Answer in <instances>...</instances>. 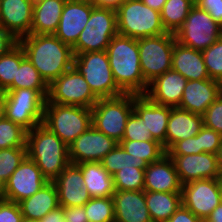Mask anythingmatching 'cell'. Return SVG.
I'll return each mask as SVG.
<instances>
[{"label": "cell", "instance_id": "7", "mask_svg": "<svg viewBox=\"0 0 222 222\" xmlns=\"http://www.w3.org/2000/svg\"><path fill=\"white\" fill-rule=\"evenodd\" d=\"M134 94L124 93L116 97L101 98L91 108L92 125L120 143L128 117L133 112Z\"/></svg>", "mask_w": 222, "mask_h": 222}, {"label": "cell", "instance_id": "25", "mask_svg": "<svg viewBox=\"0 0 222 222\" xmlns=\"http://www.w3.org/2000/svg\"><path fill=\"white\" fill-rule=\"evenodd\" d=\"M203 126V115L191 113L179 107H171L166 130L165 151L175 142L196 136Z\"/></svg>", "mask_w": 222, "mask_h": 222}, {"label": "cell", "instance_id": "6", "mask_svg": "<svg viewBox=\"0 0 222 222\" xmlns=\"http://www.w3.org/2000/svg\"><path fill=\"white\" fill-rule=\"evenodd\" d=\"M73 67L83 75L98 99L124 94L114 80L106 50L76 54Z\"/></svg>", "mask_w": 222, "mask_h": 222}, {"label": "cell", "instance_id": "16", "mask_svg": "<svg viewBox=\"0 0 222 222\" xmlns=\"http://www.w3.org/2000/svg\"><path fill=\"white\" fill-rule=\"evenodd\" d=\"M168 156L173 160L182 185L199 179H219L221 175L216 154L203 152Z\"/></svg>", "mask_w": 222, "mask_h": 222}, {"label": "cell", "instance_id": "50", "mask_svg": "<svg viewBox=\"0 0 222 222\" xmlns=\"http://www.w3.org/2000/svg\"><path fill=\"white\" fill-rule=\"evenodd\" d=\"M64 211L63 207H58L55 210L50 211L46 216H44L40 221L41 222H63Z\"/></svg>", "mask_w": 222, "mask_h": 222}, {"label": "cell", "instance_id": "21", "mask_svg": "<svg viewBox=\"0 0 222 222\" xmlns=\"http://www.w3.org/2000/svg\"><path fill=\"white\" fill-rule=\"evenodd\" d=\"M187 79L173 69L157 76L149 83L146 96L159 105L178 107L183 97Z\"/></svg>", "mask_w": 222, "mask_h": 222}, {"label": "cell", "instance_id": "37", "mask_svg": "<svg viewBox=\"0 0 222 222\" xmlns=\"http://www.w3.org/2000/svg\"><path fill=\"white\" fill-rule=\"evenodd\" d=\"M116 191L144 190L145 170L139 168H122L112 175Z\"/></svg>", "mask_w": 222, "mask_h": 222}, {"label": "cell", "instance_id": "56", "mask_svg": "<svg viewBox=\"0 0 222 222\" xmlns=\"http://www.w3.org/2000/svg\"><path fill=\"white\" fill-rule=\"evenodd\" d=\"M5 200L4 184L0 181V201Z\"/></svg>", "mask_w": 222, "mask_h": 222}, {"label": "cell", "instance_id": "18", "mask_svg": "<svg viewBox=\"0 0 222 222\" xmlns=\"http://www.w3.org/2000/svg\"><path fill=\"white\" fill-rule=\"evenodd\" d=\"M53 182L58 191L61 207L84 206L91 199L84 186L79 164L70 162Z\"/></svg>", "mask_w": 222, "mask_h": 222}, {"label": "cell", "instance_id": "8", "mask_svg": "<svg viewBox=\"0 0 222 222\" xmlns=\"http://www.w3.org/2000/svg\"><path fill=\"white\" fill-rule=\"evenodd\" d=\"M4 115L27 132L43 123L46 99L35 89H6Z\"/></svg>", "mask_w": 222, "mask_h": 222}, {"label": "cell", "instance_id": "30", "mask_svg": "<svg viewBox=\"0 0 222 222\" xmlns=\"http://www.w3.org/2000/svg\"><path fill=\"white\" fill-rule=\"evenodd\" d=\"M145 200L152 221L165 222L182 206V193L148 191Z\"/></svg>", "mask_w": 222, "mask_h": 222}, {"label": "cell", "instance_id": "20", "mask_svg": "<svg viewBox=\"0 0 222 222\" xmlns=\"http://www.w3.org/2000/svg\"><path fill=\"white\" fill-rule=\"evenodd\" d=\"M33 0H1L0 26L17 40L31 34Z\"/></svg>", "mask_w": 222, "mask_h": 222}, {"label": "cell", "instance_id": "52", "mask_svg": "<svg viewBox=\"0 0 222 222\" xmlns=\"http://www.w3.org/2000/svg\"><path fill=\"white\" fill-rule=\"evenodd\" d=\"M206 222H222V203H220L205 220Z\"/></svg>", "mask_w": 222, "mask_h": 222}, {"label": "cell", "instance_id": "15", "mask_svg": "<svg viewBox=\"0 0 222 222\" xmlns=\"http://www.w3.org/2000/svg\"><path fill=\"white\" fill-rule=\"evenodd\" d=\"M118 142L91 125L84 133L76 138L69 146L71 163L101 162Z\"/></svg>", "mask_w": 222, "mask_h": 222}, {"label": "cell", "instance_id": "4", "mask_svg": "<svg viewBox=\"0 0 222 222\" xmlns=\"http://www.w3.org/2000/svg\"><path fill=\"white\" fill-rule=\"evenodd\" d=\"M119 35L139 39L167 33L160 12L141 0H125L116 10Z\"/></svg>", "mask_w": 222, "mask_h": 222}, {"label": "cell", "instance_id": "23", "mask_svg": "<svg viewBox=\"0 0 222 222\" xmlns=\"http://www.w3.org/2000/svg\"><path fill=\"white\" fill-rule=\"evenodd\" d=\"M133 110L142 118L153 140L165 149V138L171 107L153 103L146 95L134 94Z\"/></svg>", "mask_w": 222, "mask_h": 222}, {"label": "cell", "instance_id": "31", "mask_svg": "<svg viewBox=\"0 0 222 222\" xmlns=\"http://www.w3.org/2000/svg\"><path fill=\"white\" fill-rule=\"evenodd\" d=\"M29 88L37 90L45 99L48 97L49 85L41 77L38 70L25 56L17 69L16 78L7 89Z\"/></svg>", "mask_w": 222, "mask_h": 222}, {"label": "cell", "instance_id": "51", "mask_svg": "<svg viewBox=\"0 0 222 222\" xmlns=\"http://www.w3.org/2000/svg\"><path fill=\"white\" fill-rule=\"evenodd\" d=\"M95 6L117 10L125 0H90Z\"/></svg>", "mask_w": 222, "mask_h": 222}, {"label": "cell", "instance_id": "33", "mask_svg": "<svg viewBox=\"0 0 222 222\" xmlns=\"http://www.w3.org/2000/svg\"><path fill=\"white\" fill-rule=\"evenodd\" d=\"M119 144L127 153L133 155L134 158L143 159L147 164L157 162L166 155L163 145L156 140H122Z\"/></svg>", "mask_w": 222, "mask_h": 222}, {"label": "cell", "instance_id": "12", "mask_svg": "<svg viewBox=\"0 0 222 222\" xmlns=\"http://www.w3.org/2000/svg\"><path fill=\"white\" fill-rule=\"evenodd\" d=\"M98 100L83 75L72 67L49 85L45 103L92 108Z\"/></svg>", "mask_w": 222, "mask_h": 222}, {"label": "cell", "instance_id": "40", "mask_svg": "<svg viewBox=\"0 0 222 222\" xmlns=\"http://www.w3.org/2000/svg\"><path fill=\"white\" fill-rule=\"evenodd\" d=\"M202 55L210 79L222 83V36L203 50Z\"/></svg>", "mask_w": 222, "mask_h": 222}, {"label": "cell", "instance_id": "1", "mask_svg": "<svg viewBox=\"0 0 222 222\" xmlns=\"http://www.w3.org/2000/svg\"><path fill=\"white\" fill-rule=\"evenodd\" d=\"M18 43L48 85L73 67L72 47L54 34H29Z\"/></svg>", "mask_w": 222, "mask_h": 222}, {"label": "cell", "instance_id": "49", "mask_svg": "<svg viewBox=\"0 0 222 222\" xmlns=\"http://www.w3.org/2000/svg\"><path fill=\"white\" fill-rule=\"evenodd\" d=\"M202 220L194 215L183 205L165 222H201Z\"/></svg>", "mask_w": 222, "mask_h": 222}, {"label": "cell", "instance_id": "57", "mask_svg": "<svg viewBox=\"0 0 222 222\" xmlns=\"http://www.w3.org/2000/svg\"><path fill=\"white\" fill-rule=\"evenodd\" d=\"M22 222H41L40 220H33V219H25L23 218Z\"/></svg>", "mask_w": 222, "mask_h": 222}, {"label": "cell", "instance_id": "38", "mask_svg": "<svg viewBox=\"0 0 222 222\" xmlns=\"http://www.w3.org/2000/svg\"><path fill=\"white\" fill-rule=\"evenodd\" d=\"M27 131L20 125L7 119L0 120V149L26 147Z\"/></svg>", "mask_w": 222, "mask_h": 222}, {"label": "cell", "instance_id": "39", "mask_svg": "<svg viewBox=\"0 0 222 222\" xmlns=\"http://www.w3.org/2000/svg\"><path fill=\"white\" fill-rule=\"evenodd\" d=\"M27 157L26 147L0 149V181L5 184Z\"/></svg>", "mask_w": 222, "mask_h": 222}, {"label": "cell", "instance_id": "19", "mask_svg": "<svg viewBox=\"0 0 222 222\" xmlns=\"http://www.w3.org/2000/svg\"><path fill=\"white\" fill-rule=\"evenodd\" d=\"M222 93V83L214 79L189 80L178 106L191 113L203 115Z\"/></svg>", "mask_w": 222, "mask_h": 222}, {"label": "cell", "instance_id": "11", "mask_svg": "<svg viewBox=\"0 0 222 222\" xmlns=\"http://www.w3.org/2000/svg\"><path fill=\"white\" fill-rule=\"evenodd\" d=\"M174 35L181 45L203 51L222 36V26L207 11L194 5Z\"/></svg>", "mask_w": 222, "mask_h": 222}, {"label": "cell", "instance_id": "32", "mask_svg": "<svg viewBox=\"0 0 222 222\" xmlns=\"http://www.w3.org/2000/svg\"><path fill=\"white\" fill-rule=\"evenodd\" d=\"M194 5L195 0H167L160 12L166 32L175 34Z\"/></svg>", "mask_w": 222, "mask_h": 222}, {"label": "cell", "instance_id": "42", "mask_svg": "<svg viewBox=\"0 0 222 222\" xmlns=\"http://www.w3.org/2000/svg\"><path fill=\"white\" fill-rule=\"evenodd\" d=\"M204 126L222 135V93L203 114Z\"/></svg>", "mask_w": 222, "mask_h": 222}, {"label": "cell", "instance_id": "55", "mask_svg": "<svg viewBox=\"0 0 222 222\" xmlns=\"http://www.w3.org/2000/svg\"><path fill=\"white\" fill-rule=\"evenodd\" d=\"M4 99L3 93L0 92V120L4 117Z\"/></svg>", "mask_w": 222, "mask_h": 222}, {"label": "cell", "instance_id": "22", "mask_svg": "<svg viewBox=\"0 0 222 222\" xmlns=\"http://www.w3.org/2000/svg\"><path fill=\"white\" fill-rule=\"evenodd\" d=\"M182 183L173 160L166 154L159 161L147 165L144 191L181 193Z\"/></svg>", "mask_w": 222, "mask_h": 222}, {"label": "cell", "instance_id": "47", "mask_svg": "<svg viewBox=\"0 0 222 222\" xmlns=\"http://www.w3.org/2000/svg\"><path fill=\"white\" fill-rule=\"evenodd\" d=\"M63 211L67 222H88L84 206L63 207Z\"/></svg>", "mask_w": 222, "mask_h": 222}, {"label": "cell", "instance_id": "58", "mask_svg": "<svg viewBox=\"0 0 222 222\" xmlns=\"http://www.w3.org/2000/svg\"><path fill=\"white\" fill-rule=\"evenodd\" d=\"M219 182H220L221 190H222V173H221V175H220V177H219Z\"/></svg>", "mask_w": 222, "mask_h": 222}, {"label": "cell", "instance_id": "5", "mask_svg": "<svg viewBox=\"0 0 222 222\" xmlns=\"http://www.w3.org/2000/svg\"><path fill=\"white\" fill-rule=\"evenodd\" d=\"M42 124L69 146L92 125L91 108L45 103Z\"/></svg>", "mask_w": 222, "mask_h": 222}, {"label": "cell", "instance_id": "35", "mask_svg": "<svg viewBox=\"0 0 222 222\" xmlns=\"http://www.w3.org/2000/svg\"><path fill=\"white\" fill-rule=\"evenodd\" d=\"M24 57L25 52L19 43L5 55L0 56V92L3 93L13 83Z\"/></svg>", "mask_w": 222, "mask_h": 222}, {"label": "cell", "instance_id": "45", "mask_svg": "<svg viewBox=\"0 0 222 222\" xmlns=\"http://www.w3.org/2000/svg\"><path fill=\"white\" fill-rule=\"evenodd\" d=\"M22 220L23 215L18 203L8 200L0 201V222H22Z\"/></svg>", "mask_w": 222, "mask_h": 222}, {"label": "cell", "instance_id": "17", "mask_svg": "<svg viewBox=\"0 0 222 222\" xmlns=\"http://www.w3.org/2000/svg\"><path fill=\"white\" fill-rule=\"evenodd\" d=\"M95 5L90 0H66L54 35L73 47L89 20Z\"/></svg>", "mask_w": 222, "mask_h": 222}, {"label": "cell", "instance_id": "46", "mask_svg": "<svg viewBox=\"0 0 222 222\" xmlns=\"http://www.w3.org/2000/svg\"><path fill=\"white\" fill-rule=\"evenodd\" d=\"M195 5L207 11L222 26V0H195Z\"/></svg>", "mask_w": 222, "mask_h": 222}, {"label": "cell", "instance_id": "36", "mask_svg": "<svg viewBox=\"0 0 222 222\" xmlns=\"http://www.w3.org/2000/svg\"><path fill=\"white\" fill-rule=\"evenodd\" d=\"M88 222H114L115 212L112 197L91 198L84 205Z\"/></svg>", "mask_w": 222, "mask_h": 222}, {"label": "cell", "instance_id": "2", "mask_svg": "<svg viewBox=\"0 0 222 222\" xmlns=\"http://www.w3.org/2000/svg\"><path fill=\"white\" fill-rule=\"evenodd\" d=\"M106 52L117 86L124 93L145 95L149 83L141 72L137 39L117 34L110 41Z\"/></svg>", "mask_w": 222, "mask_h": 222}, {"label": "cell", "instance_id": "24", "mask_svg": "<svg viewBox=\"0 0 222 222\" xmlns=\"http://www.w3.org/2000/svg\"><path fill=\"white\" fill-rule=\"evenodd\" d=\"M114 222H153L145 200V191H116L113 195Z\"/></svg>", "mask_w": 222, "mask_h": 222}, {"label": "cell", "instance_id": "13", "mask_svg": "<svg viewBox=\"0 0 222 222\" xmlns=\"http://www.w3.org/2000/svg\"><path fill=\"white\" fill-rule=\"evenodd\" d=\"M182 205L205 221L222 203L219 179H199L182 185Z\"/></svg>", "mask_w": 222, "mask_h": 222}, {"label": "cell", "instance_id": "48", "mask_svg": "<svg viewBox=\"0 0 222 222\" xmlns=\"http://www.w3.org/2000/svg\"><path fill=\"white\" fill-rule=\"evenodd\" d=\"M18 44V40L0 26V56L5 55Z\"/></svg>", "mask_w": 222, "mask_h": 222}, {"label": "cell", "instance_id": "41", "mask_svg": "<svg viewBox=\"0 0 222 222\" xmlns=\"http://www.w3.org/2000/svg\"><path fill=\"white\" fill-rule=\"evenodd\" d=\"M122 140H153L150 131L147 129L145 124L142 123V118L134 110L127 119Z\"/></svg>", "mask_w": 222, "mask_h": 222}, {"label": "cell", "instance_id": "53", "mask_svg": "<svg viewBox=\"0 0 222 222\" xmlns=\"http://www.w3.org/2000/svg\"><path fill=\"white\" fill-rule=\"evenodd\" d=\"M141 1L150 8L161 12L167 0H141Z\"/></svg>", "mask_w": 222, "mask_h": 222}, {"label": "cell", "instance_id": "9", "mask_svg": "<svg viewBox=\"0 0 222 222\" xmlns=\"http://www.w3.org/2000/svg\"><path fill=\"white\" fill-rule=\"evenodd\" d=\"M117 34L116 10L94 6L88 22L72 47L74 56L79 53L106 50Z\"/></svg>", "mask_w": 222, "mask_h": 222}, {"label": "cell", "instance_id": "29", "mask_svg": "<svg viewBox=\"0 0 222 222\" xmlns=\"http://www.w3.org/2000/svg\"><path fill=\"white\" fill-rule=\"evenodd\" d=\"M84 186L91 198L112 197L116 192L112 175L101 162L80 163Z\"/></svg>", "mask_w": 222, "mask_h": 222}, {"label": "cell", "instance_id": "43", "mask_svg": "<svg viewBox=\"0 0 222 222\" xmlns=\"http://www.w3.org/2000/svg\"><path fill=\"white\" fill-rule=\"evenodd\" d=\"M200 153H202V148H200V132L194 137L175 142L166 151L167 155H189Z\"/></svg>", "mask_w": 222, "mask_h": 222}, {"label": "cell", "instance_id": "44", "mask_svg": "<svg viewBox=\"0 0 222 222\" xmlns=\"http://www.w3.org/2000/svg\"><path fill=\"white\" fill-rule=\"evenodd\" d=\"M222 142V135L214 131L213 129L203 126L200 130V148L202 153L217 154L218 148Z\"/></svg>", "mask_w": 222, "mask_h": 222}, {"label": "cell", "instance_id": "34", "mask_svg": "<svg viewBox=\"0 0 222 222\" xmlns=\"http://www.w3.org/2000/svg\"><path fill=\"white\" fill-rule=\"evenodd\" d=\"M101 163L110 175L115 174L122 168L135 167L145 170L148 165L143 159L134 158L133 155L127 153L119 143L104 156Z\"/></svg>", "mask_w": 222, "mask_h": 222}, {"label": "cell", "instance_id": "54", "mask_svg": "<svg viewBox=\"0 0 222 222\" xmlns=\"http://www.w3.org/2000/svg\"><path fill=\"white\" fill-rule=\"evenodd\" d=\"M216 156H217V160H218V165H219L220 171L222 173V142H221L220 147L218 148Z\"/></svg>", "mask_w": 222, "mask_h": 222}, {"label": "cell", "instance_id": "26", "mask_svg": "<svg viewBox=\"0 0 222 222\" xmlns=\"http://www.w3.org/2000/svg\"><path fill=\"white\" fill-rule=\"evenodd\" d=\"M172 69L189 80H206L209 74L204 63L202 51L175 42L172 52Z\"/></svg>", "mask_w": 222, "mask_h": 222}, {"label": "cell", "instance_id": "3", "mask_svg": "<svg viewBox=\"0 0 222 222\" xmlns=\"http://www.w3.org/2000/svg\"><path fill=\"white\" fill-rule=\"evenodd\" d=\"M26 150L48 182H53L70 163L68 146L43 124L27 132Z\"/></svg>", "mask_w": 222, "mask_h": 222}, {"label": "cell", "instance_id": "10", "mask_svg": "<svg viewBox=\"0 0 222 222\" xmlns=\"http://www.w3.org/2000/svg\"><path fill=\"white\" fill-rule=\"evenodd\" d=\"M175 42V35L169 32L137 39L141 72L148 83L172 69Z\"/></svg>", "mask_w": 222, "mask_h": 222}, {"label": "cell", "instance_id": "14", "mask_svg": "<svg viewBox=\"0 0 222 222\" xmlns=\"http://www.w3.org/2000/svg\"><path fill=\"white\" fill-rule=\"evenodd\" d=\"M47 183L37 164L26 157L4 184L5 200L19 203L33 196Z\"/></svg>", "mask_w": 222, "mask_h": 222}, {"label": "cell", "instance_id": "27", "mask_svg": "<svg viewBox=\"0 0 222 222\" xmlns=\"http://www.w3.org/2000/svg\"><path fill=\"white\" fill-rule=\"evenodd\" d=\"M25 219L41 220L50 211L60 207L58 191L54 182H48L33 196L18 203Z\"/></svg>", "mask_w": 222, "mask_h": 222}, {"label": "cell", "instance_id": "28", "mask_svg": "<svg viewBox=\"0 0 222 222\" xmlns=\"http://www.w3.org/2000/svg\"><path fill=\"white\" fill-rule=\"evenodd\" d=\"M66 0H38L33 4L31 34H54Z\"/></svg>", "mask_w": 222, "mask_h": 222}]
</instances>
